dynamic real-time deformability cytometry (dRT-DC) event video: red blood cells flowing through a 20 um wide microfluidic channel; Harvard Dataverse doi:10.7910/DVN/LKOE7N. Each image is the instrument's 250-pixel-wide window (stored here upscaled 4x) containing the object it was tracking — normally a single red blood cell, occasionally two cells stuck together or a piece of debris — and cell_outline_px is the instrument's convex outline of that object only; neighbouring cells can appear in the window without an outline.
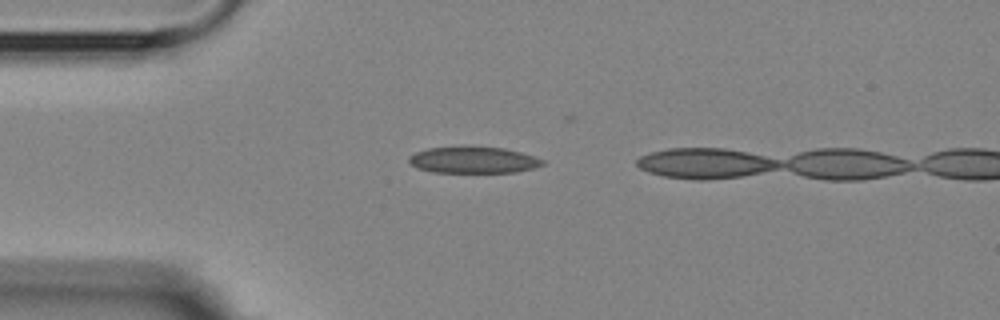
{"species": "Egyptian fruit bat (a non-hibernating species)", "species_latin": "Rousettus aegyptiacus", "temperature_condition": "room temperature", "stored_images_in_passage": 3, "camera_frame_rate_fps": 3000, "um_per_image_px": 0.085, "animal": {"sex": "female"}, "frame": {"image": 1, "passage_image": 1, "time_ms": 0.0, "image_size_px": [1000, 320], "cell_outline_px": [[544, 164], [536, 168], [516, 172], [432, 172], [416, 168], [408, 160], [408, 156], [416, 152], [428, 148], [504, 148], [520, 152], [544, 160]], "centroid_in_image_um": [40.24, 13.62], "position_along_channel_um": 44.8, "area_um2": 20.11}}